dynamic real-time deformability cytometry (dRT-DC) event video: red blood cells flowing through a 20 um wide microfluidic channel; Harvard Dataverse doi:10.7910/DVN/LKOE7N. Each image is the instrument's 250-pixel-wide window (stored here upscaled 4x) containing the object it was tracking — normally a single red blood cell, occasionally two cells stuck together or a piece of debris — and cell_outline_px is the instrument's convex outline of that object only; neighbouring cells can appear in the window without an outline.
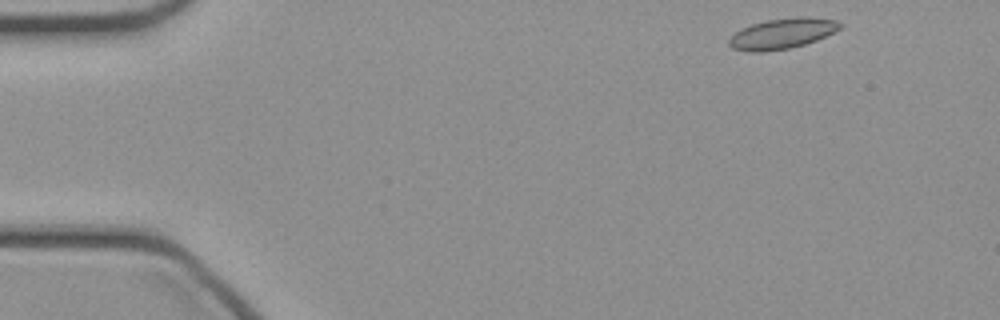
{"species": "common noctule bat (a hibernating species)", "species_latin": "Nyctalus noctula", "temperature_condition": "cold", "stored_images_in_passage": 43, "camera_frame_rate_fps": 3000, "um_per_image_px": 0.085, "animal": {"sex": "female", "body_mass_g": 21.9}, "frame": {"image": 1, "passage_image": 1, "time_ms": 0.0, "image_size_px": [1000, 320], "cell_outline_px": [[840, 28], [816, 40], [792, 48], [764, 52], [748, 52], [732, 48], [728, 44], [728, 40], [736, 32], [752, 24], [768, 20], [800, 16], [804, 16], [836, 20], [840, 24]], "centroid_in_image_um": [66.45, 2.87], "position_along_channel_um": 18.5, "area_um2": 19.48}}
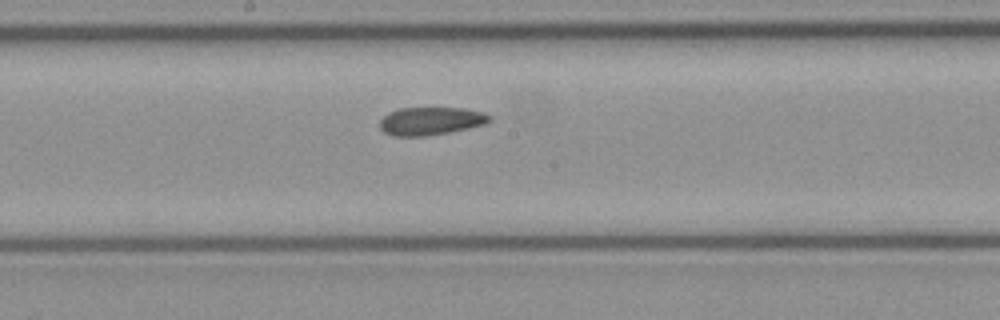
{"frame": {"image": 2, "passage_image": 21, "time_ms": 6.667, "image_size_px": [1000, 320], "cell_outline_px": [[492, 120], [484, 124], [468, 128], [428, 136], [392, 136], [384, 132], [380, 128], [380, 120], [388, 112], [400, 108], [464, 108], [484, 112], [492, 116]], "centroid_in_image_um": [36.62, 10.28], "position_along_channel_um": 211.6, "area_um2": 17.98}}
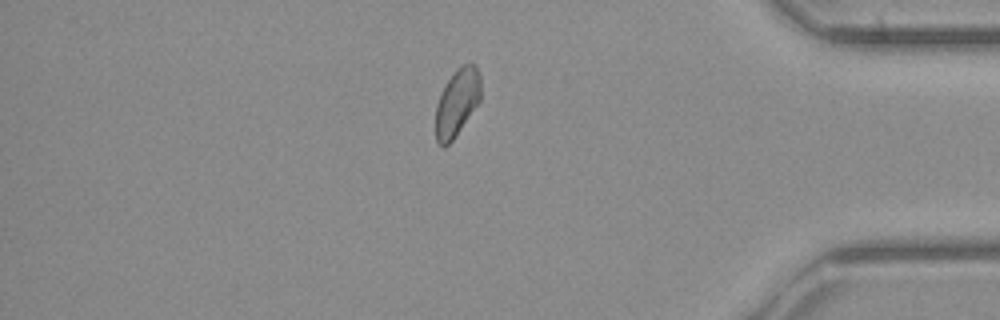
{"frame": {"image": 3, "passage_image": 36, "time_ms": 11.667, "image_size_px": [1000, 320], "cell_outline_px": [[480, 100], [456, 136], [444, 148], [440, 148], [436, 140], [436, 104], [440, 92], [456, 68], [460, 64], [472, 60], [476, 64], [480, 72]], "centroid_in_image_um": [38.85, 8.66], "position_along_channel_um": 396.3, "area_um2": 18.09}}